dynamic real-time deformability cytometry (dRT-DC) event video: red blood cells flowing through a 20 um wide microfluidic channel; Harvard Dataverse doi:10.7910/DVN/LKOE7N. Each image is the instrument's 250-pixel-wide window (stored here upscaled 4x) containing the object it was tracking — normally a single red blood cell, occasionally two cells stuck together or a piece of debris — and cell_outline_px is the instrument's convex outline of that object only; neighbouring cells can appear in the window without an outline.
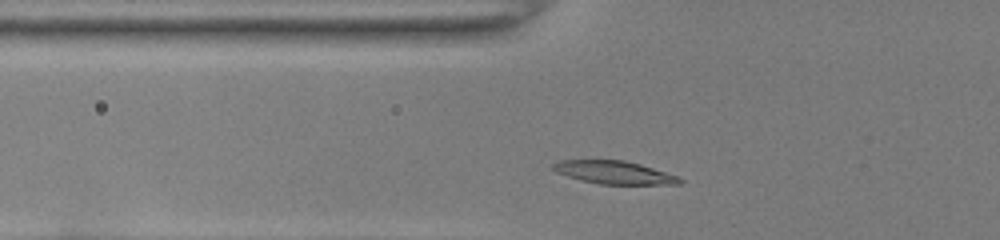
{"species": "common noctule bat (a hibernating species)", "species_latin": "Nyctalus noctula", "temperature_condition": "room temperature", "stored_images_in_passage": 31, "camera_frame_rate_fps": 3000, "um_per_image_px": 0.085, "animal": {"sex": "female", "body_mass_g": 22.0, "forearm_length_mm": 56.7}, "frame": {"image": 1, "passage_image": 3, "time_ms": 0.667, "image_size_px": [1000, 240], "cell_outline_px": [[684, 180], [680, 184], [600, 184], [568, 176], [556, 172], [552, 168], [552, 164], [560, 160], [624, 160], [640, 164], [676, 176]], "centroid_in_image_um": [52.19, 14.65], "position_along_channel_um": 73.6, "area_um2": 16.65}}
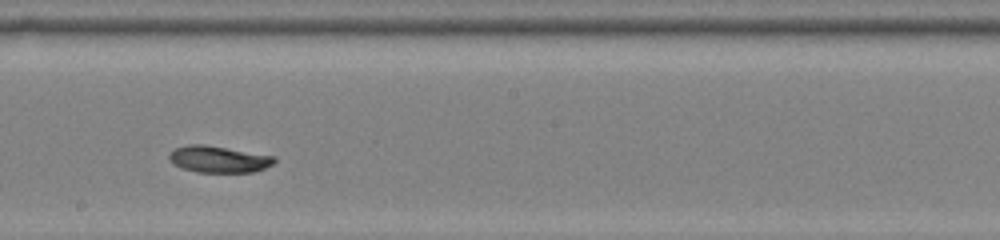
{"frame": {"image": 2, "passage_image": 15, "time_ms": 4.667, "image_size_px": [1000, 240], "cell_outline_px": [[276, 160], [272, 164], [264, 168], [252, 172], [196, 172], [184, 168], [176, 164], [168, 156], [176, 148], [188, 144], [204, 144], [276, 156]], "centroid_in_image_um": [18.63, 13.52], "position_along_channel_um": 229.6, "area_um2": 16.07}}
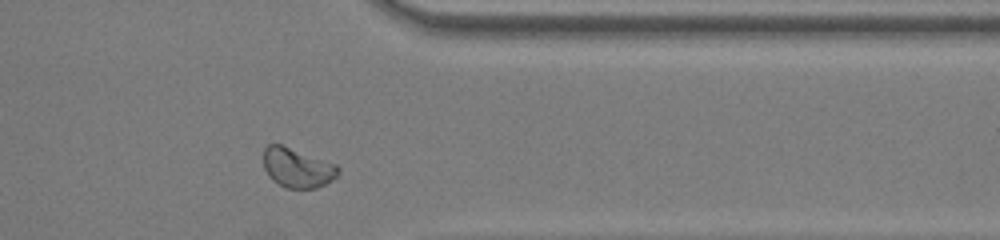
{"frame": {"image": 3, "passage_image": 27, "time_ms": 8.667, "image_size_px": [1000, 240], "cell_outline_px": [[340, 176], [316, 188], [288, 188], [272, 180], [268, 176], [264, 168], [264, 148], [268, 144], [280, 144], [336, 164], [340, 168]], "centroid_in_image_um": [25.29, 14.26], "position_along_channel_um": 386.1, "area_um2": 17.17}, "authors_computed_cell_mechanics": {"area_um2": 16.1262, "velocity_mm_per_s": 3.9584, "shape_relaxation_time_tau1_ms": 6.9789, "shape_relaxation_time_tau2_ms": null, "deformation_change_tau1": 0.1707, "deformation_change_tau2": null}}